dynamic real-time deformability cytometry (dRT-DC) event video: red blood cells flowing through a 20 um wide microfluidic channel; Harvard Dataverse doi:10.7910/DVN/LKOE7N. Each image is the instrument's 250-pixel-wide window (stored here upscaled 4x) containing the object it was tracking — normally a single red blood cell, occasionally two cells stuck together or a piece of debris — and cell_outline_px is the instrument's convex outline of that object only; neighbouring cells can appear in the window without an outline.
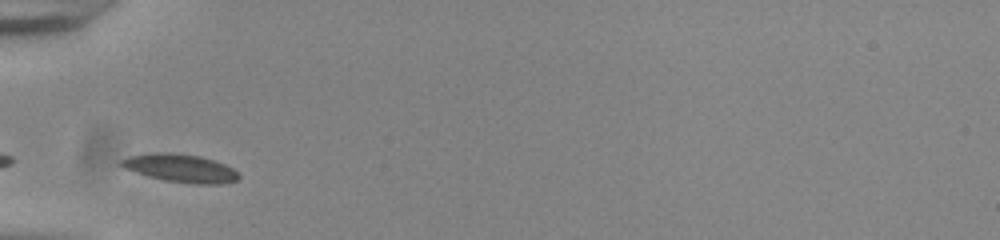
{"species": "common noctule bat (a hibernating species)", "species_latin": "Nyctalus noctula", "temperature_condition": "room temperature", "stored_images_in_passage": 25, "camera_frame_rate_fps": 3000, "um_per_image_px": 0.085, "animal": {"sex": "male", "body_mass_g": 20.0, "forearm_length_mm": 53.3}, "frame": {"image": 1, "passage_image": 1, "time_ms": 0.0, "image_size_px": [1000, 240], "cell_outline_px": [[240, 176], [236, 180], [220, 184], [192, 184], [164, 180], [148, 176], [124, 168], [120, 164], [120, 160], [128, 156], [156, 152], [172, 152], [200, 156], [224, 164], [232, 168]], "centroid_in_image_um": [15.32, 14.29], "position_along_channel_um": 69.7, "area_um2": 19.13}}
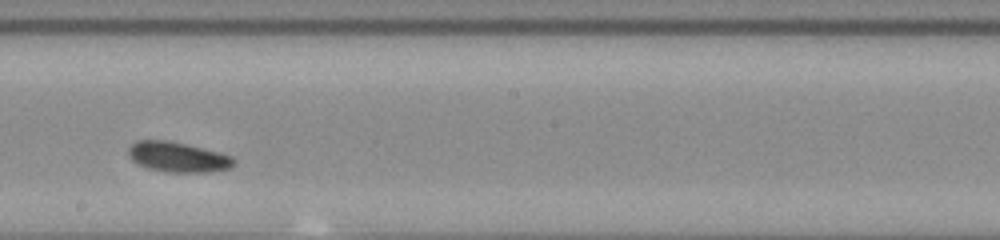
{"frame": {"image": 2, "passage_image": 14, "time_ms": 4.333, "image_size_px": [1000, 240], "cell_outline_px": [[236, 164], [228, 168], [208, 172], [168, 172], [148, 168], [136, 164], [128, 156], [128, 148], [136, 140], [168, 140], [232, 156], [236, 160]], "centroid_in_image_um": [15.07, 13.35], "position_along_channel_um": 233.1, "area_um2": 18.38}}
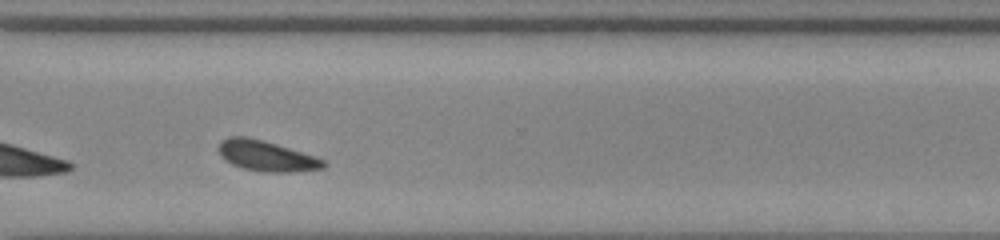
{"frame": {"image": 3, "passage_image": 23, "time_ms": 7.333, "image_size_px": [1000, 240], "cell_outline_px": [[328, 164], [324, 168], [292, 172], [264, 172], [244, 168], [232, 164], [224, 160], [220, 156], [220, 140], [228, 136], [244, 136], [276, 144], [324, 160]], "centroid_in_image_um": [22.62, 13.26], "position_along_channel_um": 348.0, "area_um2": 18.32}, "authors_computed_cell_mechanics": {"area_um2": 18.3804, "velocity_mm_per_s": 3.8246, "shape_relaxation_time_tau1_ms": 1.9907, "shape_relaxation_time_tau2_ms": null, "deformation_change_tau1": 0.0794, "deformation_change_tau2": null}}